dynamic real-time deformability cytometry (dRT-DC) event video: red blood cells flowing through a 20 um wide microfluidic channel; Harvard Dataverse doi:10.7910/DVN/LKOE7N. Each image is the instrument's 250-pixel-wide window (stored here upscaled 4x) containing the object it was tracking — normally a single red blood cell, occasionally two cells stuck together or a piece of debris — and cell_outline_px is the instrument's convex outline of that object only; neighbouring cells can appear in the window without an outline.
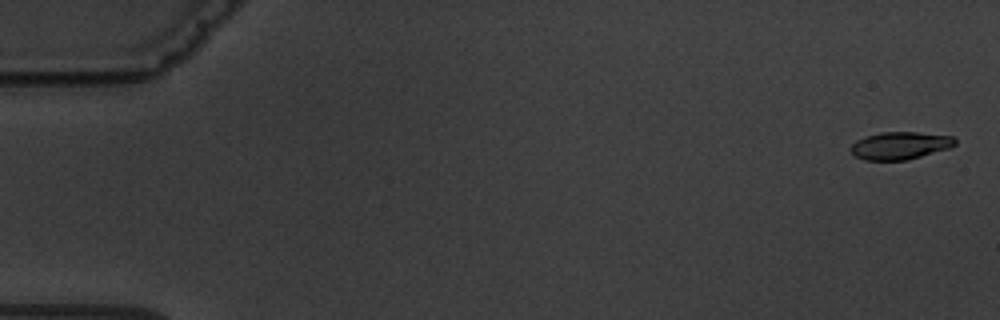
{"species": "common noctule bat (a hibernating species)", "species_latin": "Nyctalus noctula", "temperature_condition": "warm", "stored_images_in_passage": 4, "camera_frame_rate_fps": 3000, "um_per_image_px": 0.085, "animal": {"sex": "male", "body_mass_g": 19.5, "forearm_length_mm": 54.6}, "frame": {"image": 1, "passage_image": 1, "time_ms": 0.0, "image_size_px": [1000, 320], "cell_outline_px": [[956, 144], [948, 148], [908, 160], [864, 160], [856, 156], [852, 152], [852, 144], [856, 140], [880, 132], [916, 132], [952, 136], [956, 140]], "centroid_in_image_um": [76.51, 12.37], "position_along_channel_um": 8.5, "area_um2": 16.53}}
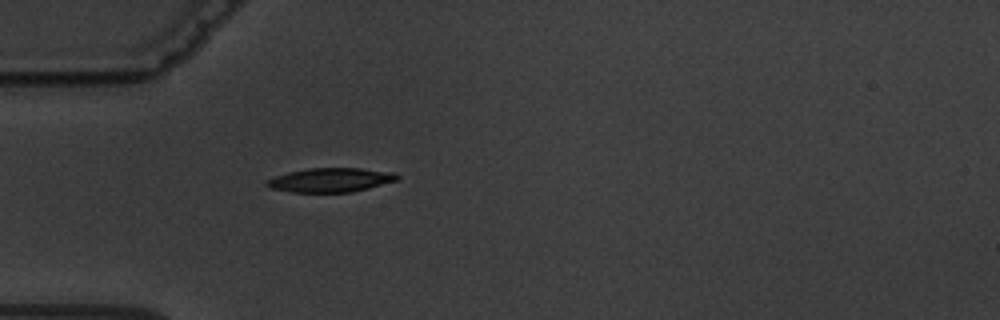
{"frame": {"image": 2, "passage_image": 4, "time_ms": 5.333, "image_size_px": [1000, 320], "cell_outline_px": [[400, 180], [352, 192], [292, 192], [268, 188], [264, 184], [268, 180], [276, 176], [288, 172], [308, 168], [360, 168], [396, 172], [400, 176]], "centroid_in_image_um": [28.14, 15.3], "position_along_channel_um": 56.9, "area_um2": 18.5}}